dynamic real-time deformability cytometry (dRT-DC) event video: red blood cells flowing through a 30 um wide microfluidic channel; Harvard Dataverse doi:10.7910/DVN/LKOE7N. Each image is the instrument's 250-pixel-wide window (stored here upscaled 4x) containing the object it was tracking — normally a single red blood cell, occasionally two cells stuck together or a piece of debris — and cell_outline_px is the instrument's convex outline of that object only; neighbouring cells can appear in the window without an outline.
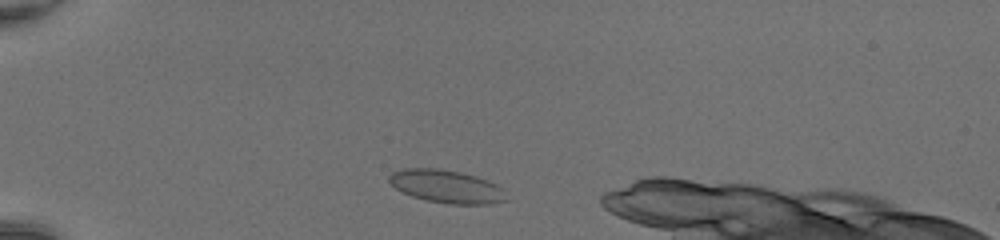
{"species": "common noctule bat (a hibernating species)", "species_latin": "Nyctalus noctula", "temperature_condition": "room temperature", "stored_images_in_passage": 37, "camera_frame_rate_fps": 3000, "um_per_image_px": 0.085, "animal": {"sex": "female", "body_mass_g": 20.0, "forearm_length_mm": 54.0}, "frame": {"image": 1, "passage_image": 2, "time_ms": 0.333, "image_size_px": [1000, 240], "cell_outline_px": [[508, 200], [488, 204], [448, 204], [424, 200], [412, 196], [396, 188], [388, 180], [388, 176], [392, 172], [404, 168], [436, 168], [460, 172], [476, 176], [496, 184], [504, 188]], "centroid_in_image_um": [37.97, 15.85], "position_along_channel_um": 47.0, "area_um2": 22.6}}
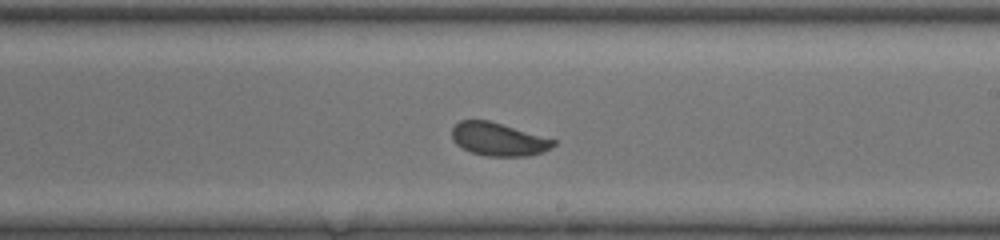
{"frame": {"image": 2, "passage_image": 19, "time_ms": 6.0, "image_size_px": [1000, 240], "cell_outline_px": [[556, 144], [544, 152], [528, 156], [488, 156], [472, 152], [456, 144], [452, 140], [452, 128], [460, 120], [488, 120], [556, 140]], "centroid_in_image_um": [42.36, 11.84], "position_along_channel_um": 246.6, "area_um2": 19.42}}
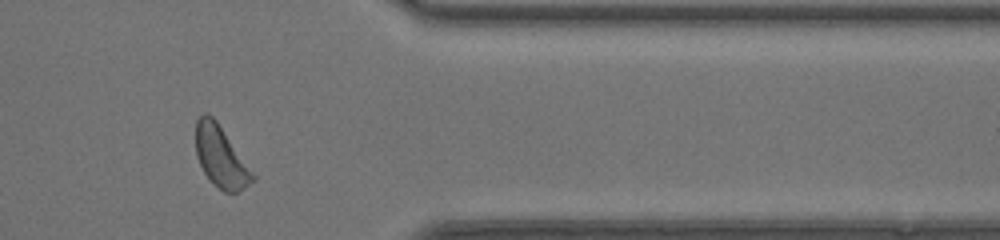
{"frame": {"image": 3, "passage_image": 30, "time_ms": 9.667, "image_size_px": [1000, 240], "cell_outline_px": [[256, 180], [244, 188], [236, 192], [224, 192], [204, 172], [196, 156], [196, 120], [204, 112], [208, 112], [216, 120], [256, 176]], "centroid_in_image_um": [18.77, 13.3], "position_along_channel_um": 392.6, "area_um2": 19.94}}